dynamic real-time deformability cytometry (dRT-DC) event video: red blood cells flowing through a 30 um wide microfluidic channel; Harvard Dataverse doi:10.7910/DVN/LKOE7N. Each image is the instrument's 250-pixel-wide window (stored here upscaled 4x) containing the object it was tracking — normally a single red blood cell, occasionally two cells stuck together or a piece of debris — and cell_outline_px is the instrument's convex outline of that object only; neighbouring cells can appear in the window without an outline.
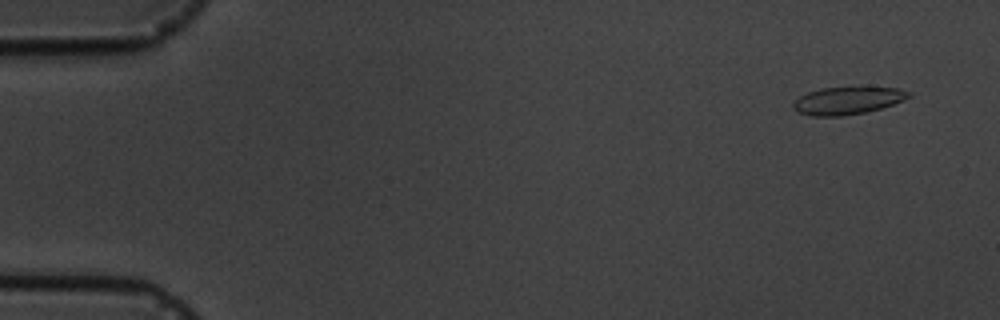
{"species": "common noctule bat (a hibernating species)", "species_latin": "Nyctalus noctula", "temperature_condition": "cold", "stored_images_in_passage": 5, "camera_frame_rate_fps": 3000, "um_per_image_px": 0.085, "animal": {"sex": "male", "body_mass_g": 19.5, "forearm_length_mm": 54.6}, "frame": {"image": 1, "passage_image": 2, "time_ms": 1.0, "image_size_px": [1000, 320], "cell_outline_px": [[912, 96], [904, 100], [880, 108], [864, 112], [844, 116], [812, 116], [800, 112], [792, 108], [792, 104], [800, 96], [808, 92], [820, 88], [900, 88], [912, 92]], "centroid_in_image_um": [72.05, 8.55], "position_along_channel_um": 12.9, "area_um2": 18.26}}
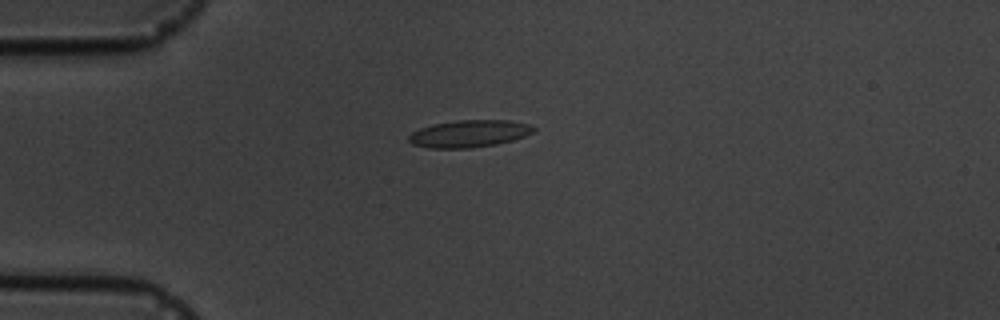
{"frame": {"image": 2, "passage_image": 5, "time_ms": 4.667, "image_size_px": [1000, 320], "cell_outline_px": [[536, 128], [532, 132], [524, 136], [512, 140], [496, 144], [472, 148], [428, 148], [412, 144], [408, 140], [408, 136], [412, 132], [420, 128], [432, 124], [456, 120], [512, 120], [528, 124]], "centroid_in_image_um": [39.85, 11.36], "position_along_channel_um": 45.1, "area_um2": 19.83}}